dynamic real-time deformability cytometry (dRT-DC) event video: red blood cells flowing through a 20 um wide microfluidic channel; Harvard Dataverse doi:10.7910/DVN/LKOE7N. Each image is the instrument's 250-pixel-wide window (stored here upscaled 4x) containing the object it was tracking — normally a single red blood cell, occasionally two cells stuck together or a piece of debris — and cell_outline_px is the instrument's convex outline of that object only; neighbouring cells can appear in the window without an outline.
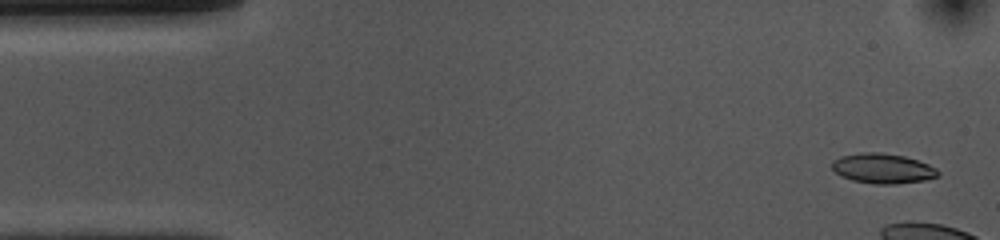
{"species": "common noctule bat (a hibernating species)", "species_latin": "Nyctalus noctula", "temperature_condition": "cold", "stored_images_in_passage": 9, "camera_frame_rate_fps": 3000, "um_per_image_px": 0.085, "animal": {"sex": "female", "body_mass_g": 10.0, "forearm_length_mm": 53.1}, "frame": {"image": 1, "passage_image": 2, "time_ms": 0.333, "image_size_px": [1000, 240], "cell_outline_px": [[940, 176], [924, 180], [896, 184], [876, 184], [852, 180], [840, 176], [832, 168], [832, 160], [840, 156], [860, 152], [880, 152], [904, 156], [928, 164], [936, 168], [940, 172]], "centroid_in_image_um": [75.02, 14.31], "position_along_channel_um": 10.0, "area_um2": 18.61}}